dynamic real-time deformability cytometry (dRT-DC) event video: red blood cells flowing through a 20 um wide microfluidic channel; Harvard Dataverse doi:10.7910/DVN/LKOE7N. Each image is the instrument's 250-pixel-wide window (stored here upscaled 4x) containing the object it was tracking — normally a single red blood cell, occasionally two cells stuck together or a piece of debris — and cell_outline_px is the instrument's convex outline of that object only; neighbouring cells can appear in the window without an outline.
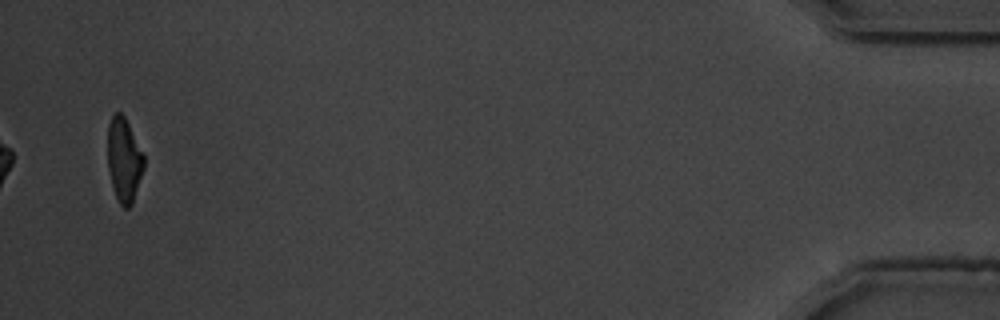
{"species": "common noctule bat (a hibernating species)", "species_latin": "Nyctalus noctula", "temperature_condition": "warm", "stored_images_in_passage": 38, "camera_frame_rate_fps": 3000, "um_per_image_px": 0.085, "animal": {"sex": "male", "body_mass_g": 19.5, "forearm_length_mm": 54.6}, "frame": {"image": 1, "passage_image": 38, "time_ms": 12.333, "image_size_px": [1000, 320], "cell_outline_px": [[144, 168], [132, 204], [128, 208], [124, 208], [120, 204], [116, 196], [112, 184], [108, 168], [108, 124], [112, 116], [116, 112], [120, 112], [124, 116], [144, 156]], "centroid_in_image_um": [10.54, 13.6], "position_along_channel_um": 424.7, "area_um2": 17.46}, "authors_computed_cell_mechanics": {"area_um2": 19.4208, "velocity_mm_per_s": 3.6084, "shape_relaxation_time_tau1_ms": 3.9931, "shape_relaxation_time_tau2_ms": 1.2832, "deformation_change_tau1": 0.1876, "deformation_change_tau2": 0.0739}}